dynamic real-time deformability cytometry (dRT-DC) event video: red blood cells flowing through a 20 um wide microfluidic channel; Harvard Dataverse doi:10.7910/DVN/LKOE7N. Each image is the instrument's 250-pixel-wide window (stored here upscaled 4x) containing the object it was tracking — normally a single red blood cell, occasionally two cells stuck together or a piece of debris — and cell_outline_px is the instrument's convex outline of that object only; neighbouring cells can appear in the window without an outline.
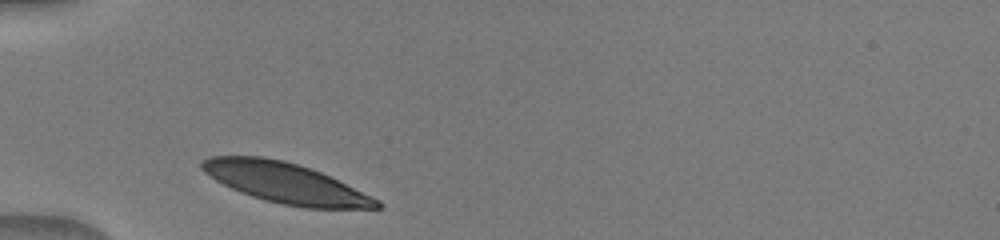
{"species": "human", "species_latin": "Homo sapiens", "temperature_condition": "warm", "stored_images_in_passage": 28, "camera_frame_rate_fps": 3000, "um_per_image_px": 0.085, "donor": {"sex": "male"}, "frame": {"image": 1, "passage_image": 1, "time_ms": 0.0, "image_size_px": [1000, 240], "cell_outline_px": [[384, 208], [304, 208], [280, 204], [264, 200], [240, 192], [208, 176], [200, 168], [200, 164], [204, 160], [212, 156], [264, 156], [284, 160], [312, 168], [380, 200], [384, 204]], "centroid_in_image_um": [24.28, 15.55], "position_along_channel_um": 60.7, "area_um2": 41.1}}
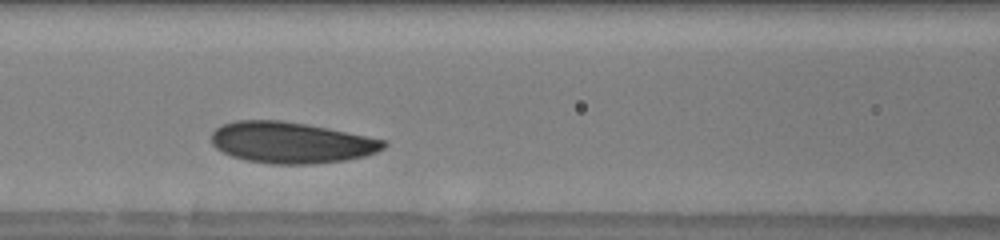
{"frame": {"image": 2, "passage_image": 8, "time_ms": 2.333, "image_size_px": [1000, 240], "cell_outline_px": [[388, 144], [384, 148], [376, 152], [364, 156], [344, 160], [316, 164], [268, 164], [248, 160], [232, 156], [216, 148], [212, 144], [212, 132], [216, 128], [224, 124], [236, 120], [280, 120], [328, 128], [384, 140]], "centroid_in_image_um": [24.73, 12.12], "position_along_channel_um": 141.9, "area_um2": 41.1}}
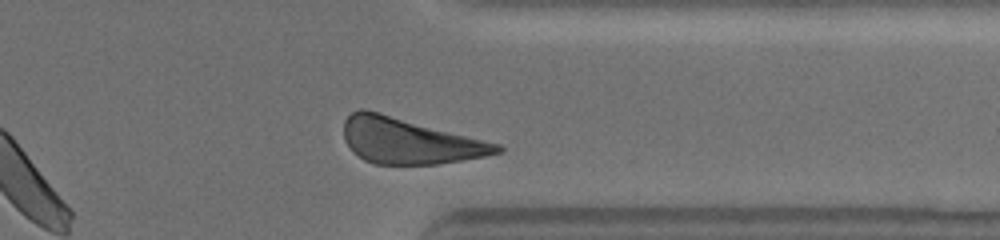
{"frame": {"image": 3, "passage_image": 26, "time_ms": 8.333, "image_size_px": [1000, 240], "cell_outline_px": [[504, 152], [484, 156], [436, 164], [376, 164], [364, 160], [344, 140], [344, 120], [352, 112], [360, 108], [364, 108], [380, 112], [500, 144], [504, 148]], "centroid_in_image_um": [34.79, 11.96], "position_along_channel_um": 376.6, "area_um2": 40.46}}